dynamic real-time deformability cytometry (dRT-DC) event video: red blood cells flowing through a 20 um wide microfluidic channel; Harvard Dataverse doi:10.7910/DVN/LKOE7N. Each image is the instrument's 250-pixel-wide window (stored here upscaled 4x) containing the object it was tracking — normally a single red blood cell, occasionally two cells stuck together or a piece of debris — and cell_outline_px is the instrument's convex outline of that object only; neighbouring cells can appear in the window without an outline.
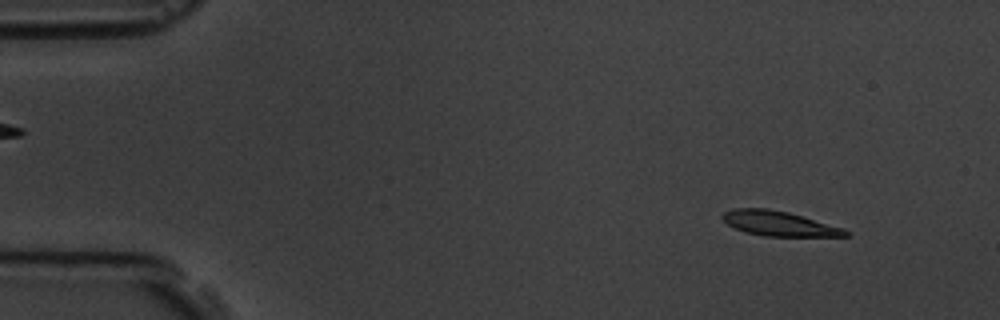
{"species": "common noctule bat (a hibernating species)", "species_latin": "Nyctalus noctula", "temperature_condition": "room temperature", "stored_images_in_passage": 5, "camera_frame_rate_fps": 3000, "um_per_image_px": 0.085, "animal": {"sex": "male", "body_mass_g": 19.5, "forearm_length_mm": 54.6}, "frame": {"image": 1, "passage_image": 1, "time_ms": 0.0, "image_size_px": [1000, 320], "cell_outline_px": [[852, 236], [764, 236], [748, 232], [736, 228], [728, 224], [720, 216], [724, 212], [732, 208], [768, 208], [788, 212], [844, 228], [852, 232]], "centroid_in_image_um": [66.26, 19.0], "position_along_channel_um": 18.7, "area_um2": 17.74}}
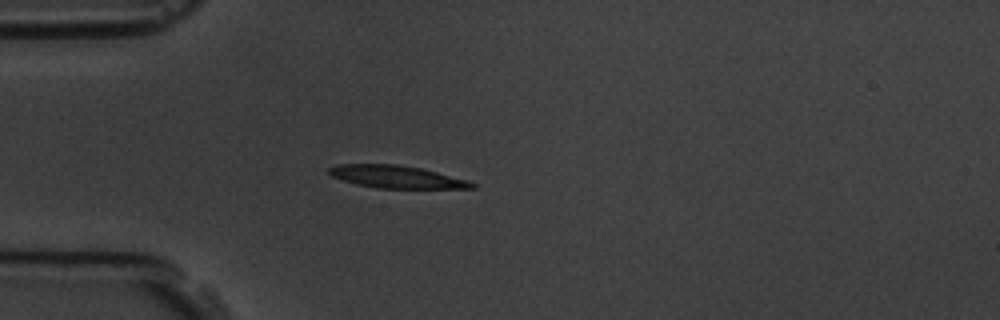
{"frame": {"image": 2, "passage_image": 4, "time_ms": 3.333, "image_size_px": [1000, 320], "cell_outline_px": [[476, 188], [376, 188], [356, 184], [332, 176], [328, 172], [328, 168], [336, 164], [396, 164], [420, 168], [468, 180], [476, 184]], "centroid_in_image_um": [33.68, 15.03], "position_along_channel_um": 51.3, "area_um2": 18.61}}